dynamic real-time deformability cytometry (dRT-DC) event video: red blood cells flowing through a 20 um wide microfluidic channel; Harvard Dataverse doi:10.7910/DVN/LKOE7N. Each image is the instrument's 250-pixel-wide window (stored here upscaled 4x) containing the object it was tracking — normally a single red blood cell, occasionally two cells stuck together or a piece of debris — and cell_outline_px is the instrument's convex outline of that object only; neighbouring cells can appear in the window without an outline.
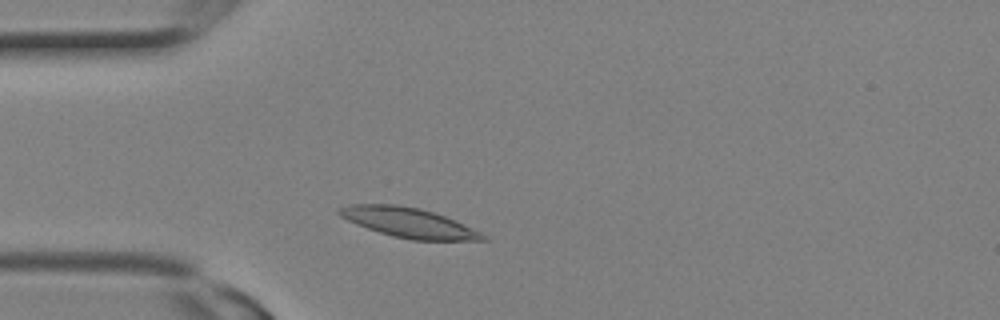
{"species": "Egyptian fruit bat (a non-hibernating species)", "species_latin": "Rousettus aegyptiacus", "temperature_condition": "room temperature", "stored_images_in_passage": 7, "camera_frame_rate_fps": 3000, "um_per_image_px": 0.085, "animal": {"sex": "female"}, "frame": {"image": 1, "passage_image": 3, "time_ms": 0.667, "image_size_px": [1000, 320], "cell_outline_px": [[488, 240], [412, 240], [392, 236], [356, 224], [340, 216], [336, 212], [336, 208], [348, 204], [396, 204], [420, 208], [456, 220], [488, 236]], "centroid_in_image_um": [34.71, 18.91], "position_along_channel_um": 50.3, "area_um2": 24.91}}
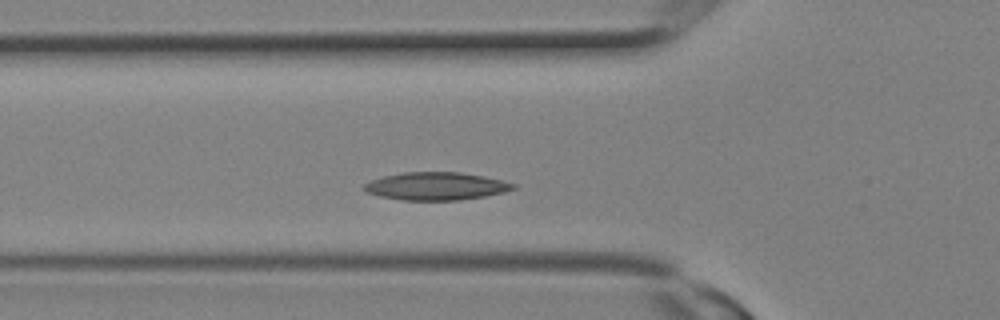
{"frame": {"image": 2, "passage_image": 5, "time_ms": 1.333, "image_size_px": [1000, 320], "cell_outline_px": [[516, 188], [504, 192], [484, 196], [460, 200], [400, 200], [380, 196], [364, 192], [364, 184], [372, 180], [384, 176], [404, 172], [460, 172], [484, 176], [516, 184]], "centroid_in_image_um": [37.05, 15.82], "position_along_channel_um": 88.7, "area_um2": 24.1}}
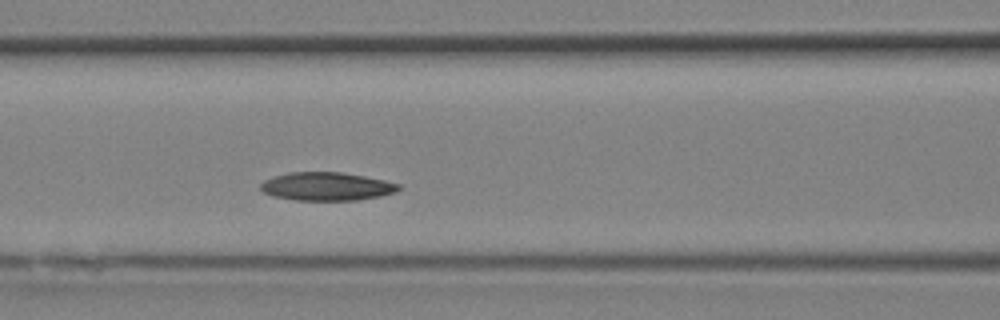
{"frame": {"image": 3, "passage_image": 7, "time_ms": 2.0, "image_size_px": [1000, 320], "cell_outline_px": [[400, 188], [396, 192], [380, 196], [356, 200], [296, 200], [272, 196], [264, 192], [260, 188], [260, 184], [264, 180], [272, 176], [288, 172], [340, 172], [364, 176], [384, 180], [400, 184]], "centroid_in_image_um": [27.74, 15.84], "position_along_channel_um": 138.9, "area_um2": 22.77}}